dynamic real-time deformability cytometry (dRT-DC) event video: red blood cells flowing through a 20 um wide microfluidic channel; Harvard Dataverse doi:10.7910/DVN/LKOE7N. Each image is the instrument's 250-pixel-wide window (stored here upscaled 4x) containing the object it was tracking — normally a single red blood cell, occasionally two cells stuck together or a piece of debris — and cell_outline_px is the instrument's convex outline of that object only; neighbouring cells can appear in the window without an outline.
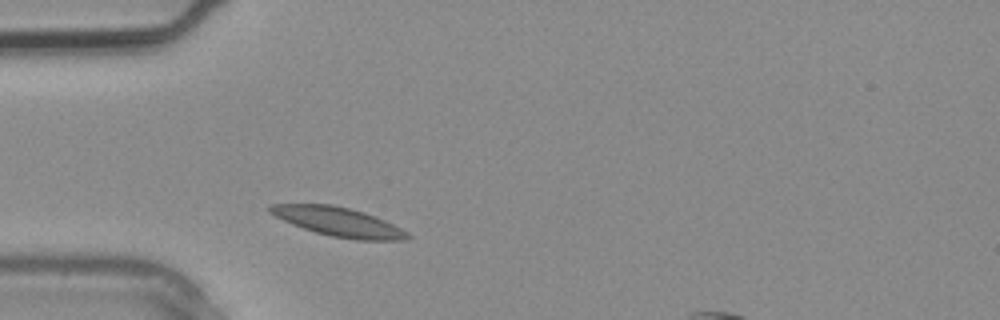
{"species": "common noctule bat (a hibernating species)", "species_latin": "Nyctalus noctula", "temperature_condition": "warm", "stored_images_in_passage": 2, "segment_of_instrument_passage": [1, 2], "camera_frame_rate_fps": 3000, "um_per_image_px": 0.085, "animal": {"sex": "male", "body_mass_g": 20.4}, "frame": {"image": 1, "passage_image": 1, "time_ms": 0.0, "image_size_px": [1000, 320], "cell_outline_px": [[412, 236], [408, 240], [356, 240], [332, 236], [316, 232], [292, 224], [268, 212], [268, 204], [332, 204], [364, 212], [384, 220], [408, 232]], "centroid_in_image_um": [28.78, 18.85], "position_along_channel_um": 56.2, "area_um2": 23.12}}